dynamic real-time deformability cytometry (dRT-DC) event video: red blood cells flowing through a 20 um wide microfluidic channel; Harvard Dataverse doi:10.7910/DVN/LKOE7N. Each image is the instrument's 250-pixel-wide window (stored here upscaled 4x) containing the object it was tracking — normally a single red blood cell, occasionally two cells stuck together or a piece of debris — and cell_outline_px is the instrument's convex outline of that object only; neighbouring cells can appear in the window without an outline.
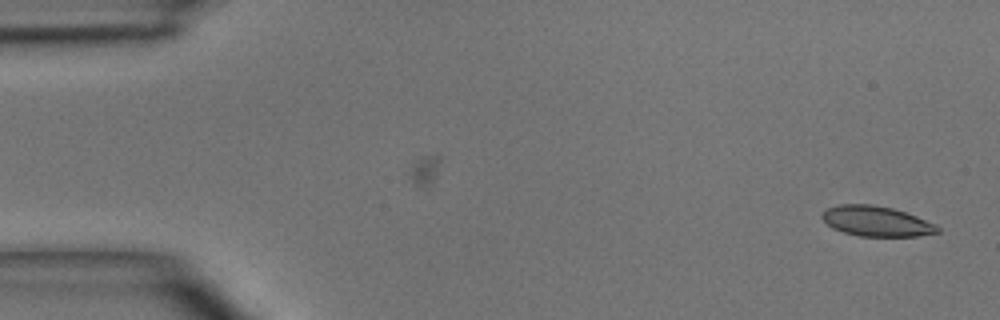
{"species": "common noctule bat (a hibernating species)", "species_latin": "Nyctalus noctula", "temperature_condition": "room temperature", "stored_images_in_passage": 2, "camera_frame_rate_fps": 3000, "um_per_image_px": 0.085, "animal": {"sex": "male", "body_mass_g": 15.6}, "frame": {"image": 1, "passage_image": 2, "time_ms": 1.0, "image_size_px": [1000, 320], "cell_outline_px": [[940, 232], [920, 236], [860, 236], [844, 232], [832, 228], [820, 216], [828, 208], [840, 204], [872, 204], [892, 208], [916, 216], [936, 224], [940, 228]], "centroid_in_image_um": [74.52, 18.8], "position_along_channel_um": 10.5, "area_um2": 20.23}}